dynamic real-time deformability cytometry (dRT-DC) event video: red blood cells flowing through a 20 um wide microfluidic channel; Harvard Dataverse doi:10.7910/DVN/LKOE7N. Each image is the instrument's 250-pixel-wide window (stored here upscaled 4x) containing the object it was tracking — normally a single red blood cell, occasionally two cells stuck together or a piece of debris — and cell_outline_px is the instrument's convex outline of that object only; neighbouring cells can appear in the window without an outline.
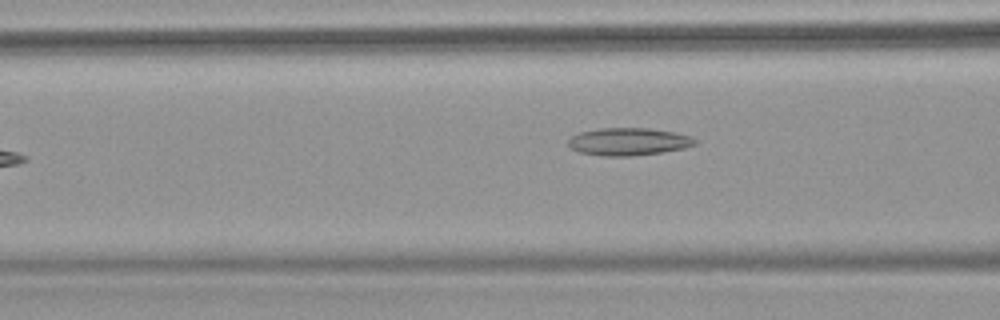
{"species": "common noctule bat (a hibernating species)", "species_latin": "Nyctalus noctula", "temperature_condition": "warm", "stored_images_in_passage": 40, "camera_frame_rate_fps": 3000, "um_per_image_px": 0.085, "animal": {"sex": "female", "body_mass_g": 18.4}, "frame": {"image": 1, "passage_image": 7, "time_ms": 2.0, "image_size_px": [1000, 320], "cell_outline_px": [[696, 144], [684, 148], [660, 152], [628, 156], [600, 156], [580, 152], [572, 148], [568, 144], [568, 140], [572, 136], [580, 132], [600, 128], [648, 128], [676, 132], [692, 136], [696, 140]], "centroid_in_image_um": [53.43, 12.03], "position_along_channel_um": 113.2, "area_um2": 20.29}}
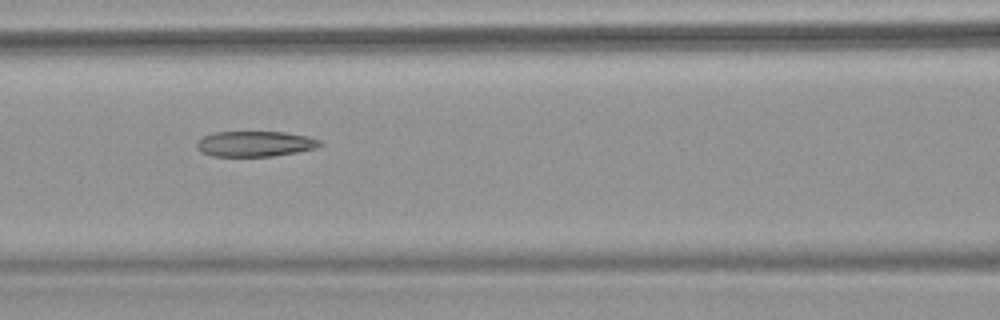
{"frame": {"image": 2, "passage_image": 10, "time_ms": 3.0, "image_size_px": [1000, 320], "cell_outline_px": [[324, 144], [316, 148], [296, 152], [272, 156], [212, 156], [200, 152], [196, 148], [196, 144], [204, 136], [212, 132], [284, 132], [308, 136], [320, 140]], "centroid_in_image_um": [21.68, 12.22], "position_along_channel_um": 144.9, "area_um2": 18.32}}
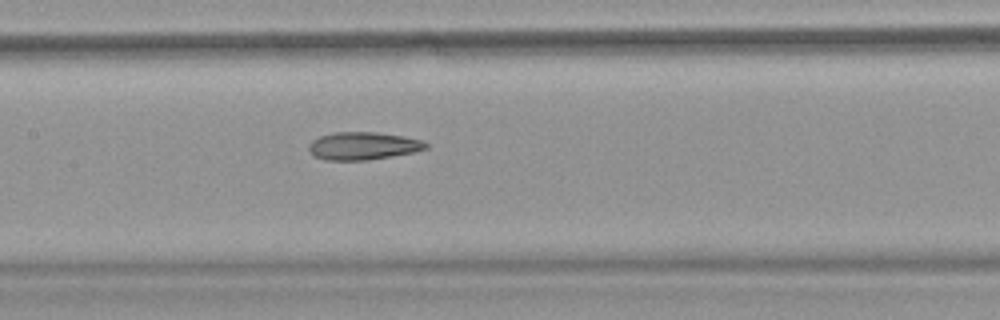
{"frame": {"image": 3, "passage_image": 13, "time_ms": 4.0, "image_size_px": [1000, 320], "cell_outline_px": [[428, 148], [412, 152], [392, 156], [368, 160], [324, 160], [312, 156], [308, 148], [308, 144], [312, 140], [320, 136], [332, 132], [376, 132], [404, 136], [420, 140], [428, 144]], "centroid_in_image_um": [30.81, 12.4], "position_along_channel_um": 176.6, "area_um2": 19.02}}